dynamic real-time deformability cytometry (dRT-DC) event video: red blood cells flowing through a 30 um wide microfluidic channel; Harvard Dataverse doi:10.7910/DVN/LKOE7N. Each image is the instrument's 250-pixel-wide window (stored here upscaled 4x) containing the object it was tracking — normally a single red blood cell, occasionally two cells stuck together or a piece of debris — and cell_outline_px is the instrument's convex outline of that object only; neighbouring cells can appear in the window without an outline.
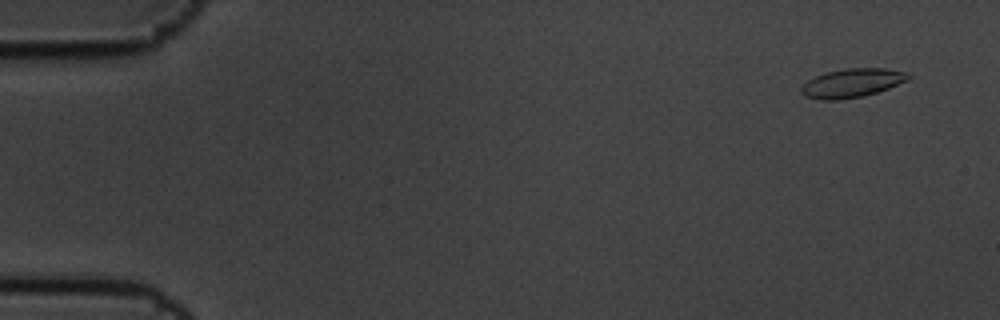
{"species": "common noctule bat (a hibernating species)", "species_latin": "Nyctalus noctula", "temperature_condition": "cold", "stored_images_in_passage": 5, "camera_frame_rate_fps": 3000, "um_per_image_px": 0.085, "animal": {"sex": "male", "body_mass_g": 19.5, "forearm_length_mm": 54.6}, "frame": {"image": 1, "passage_image": 1, "time_ms": 0.0, "image_size_px": [1000, 320], "cell_outline_px": [[912, 76], [908, 80], [888, 88], [864, 96], [836, 100], [820, 100], [804, 96], [800, 92], [800, 88], [808, 80], [816, 76], [828, 72], [844, 68], [884, 68], [908, 72]], "centroid_in_image_um": [72.43, 7.05], "position_along_channel_um": 12.6, "area_um2": 17.98}}
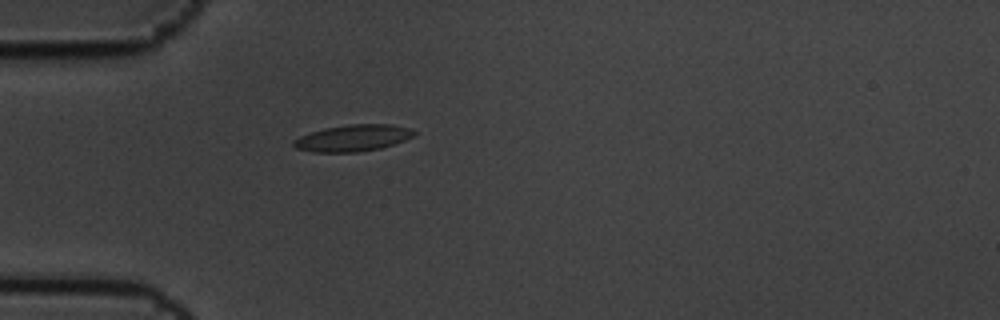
{"frame": {"image": 2, "passage_image": 5, "time_ms": 1.333, "image_size_px": [1000, 320], "cell_outline_px": [[416, 132], [412, 136], [404, 140], [380, 148], [356, 152], [312, 152], [296, 148], [292, 144], [292, 140], [300, 136], [324, 128], [348, 124], [392, 124], [408, 128]], "centroid_in_image_um": [29.95, 11.73], "position_along_channel_um": 55.0, "area_um2": 18.5}}